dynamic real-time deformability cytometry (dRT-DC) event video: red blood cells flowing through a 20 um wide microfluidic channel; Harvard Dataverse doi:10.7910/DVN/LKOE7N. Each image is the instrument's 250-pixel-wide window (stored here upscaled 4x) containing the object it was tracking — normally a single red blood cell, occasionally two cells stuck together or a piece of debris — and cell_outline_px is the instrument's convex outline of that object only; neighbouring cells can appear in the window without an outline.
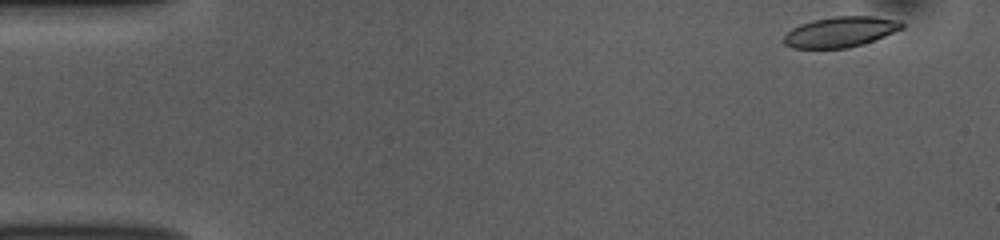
{"species": "common noctule bat (a hibernating species)", "species_latin": "Nyctalus noctula", "temperature_condition": "room temperature", "stored_images_in_passage": 12, "camera_frame_rate_fps": 3000, "um_per_image_px": 0.085, "animal": {"sex": "female", "body_mass_g": 10.0, "forearm_length_mm": 53.1}, "frame": {"image": 1, "passage_image": 1, "time_ms": 0.0, "image_size_px": [1000, 240], "cell_outline_px": [[904, 28], [864, 44], [848, 48], [792, 48], [784, 44], [784, 36], [792, 28], [800, 24], [812, 20], [832, 16], [872, 16], [900, 20], [904, 24]], "centroid_in_image_um": [71.45, 2.7], "position_along_channel_um": 13.6, "area_um2": 21.04}}